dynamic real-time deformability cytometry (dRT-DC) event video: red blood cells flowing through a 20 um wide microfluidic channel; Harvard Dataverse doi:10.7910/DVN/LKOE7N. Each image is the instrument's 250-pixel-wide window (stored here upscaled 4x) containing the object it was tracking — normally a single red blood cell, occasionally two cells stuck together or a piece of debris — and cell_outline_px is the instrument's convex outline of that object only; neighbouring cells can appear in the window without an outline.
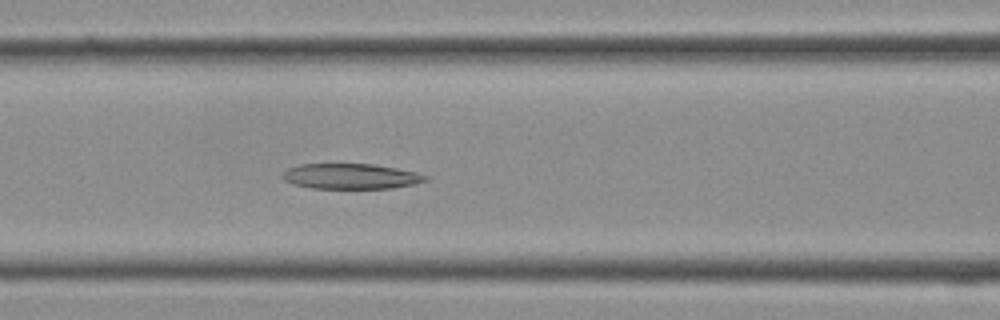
{"species": "Egyptian fruit bat (a non-hibernating species)", "species_latin": "Rousettus aegyptiacus", "temperature_condition": "cold", "stored_images_in_passage": 12, "camera_frame_rate_fps": 3000, "um_per_image_px": 0.085, "frame": {"image": 1, "passage_image": 10, "time_ms": 3.0, "image_size_px": [1000, 320], "cell_outline_px": [[428, 180], [416, 184], [392, 188], [312, 188], [292, 184], [284, 180], [280, 176], [288, 168], [300, 164], [372, 164], [396, 168], [416, 172], [428, 176]], "centroid_in_image_um": [29.82, 14.99], "position_along_channel_um": 136.8, "area_um2": 21.15}}
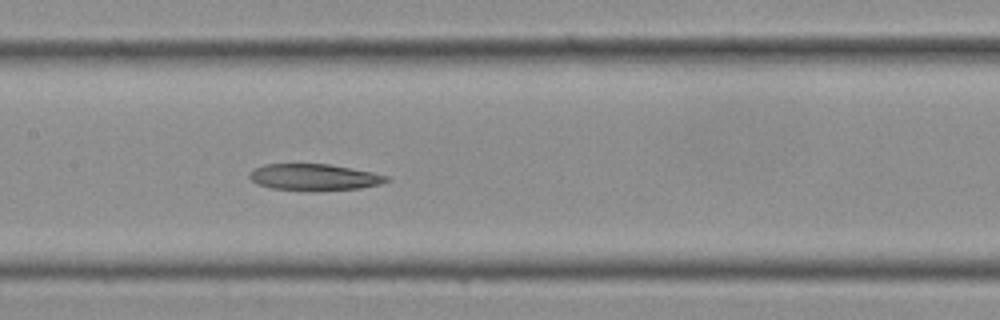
{"frame": {"image": 2, "passage_image": 12, "time_ms": 3.667, "image_size_px": [1000, 320], "cell_outline_px": [[392, 180], [380, 184], [360, 188], [272, 188], [256, 184], [248, 176], [248, 172], [264, 164], [328, 164], [352, 168], [392, 176]], "centroid_in_image_um": [26.74, 15.01], "position_along_channel_um": 180.7, "area_um2": 20.35}}